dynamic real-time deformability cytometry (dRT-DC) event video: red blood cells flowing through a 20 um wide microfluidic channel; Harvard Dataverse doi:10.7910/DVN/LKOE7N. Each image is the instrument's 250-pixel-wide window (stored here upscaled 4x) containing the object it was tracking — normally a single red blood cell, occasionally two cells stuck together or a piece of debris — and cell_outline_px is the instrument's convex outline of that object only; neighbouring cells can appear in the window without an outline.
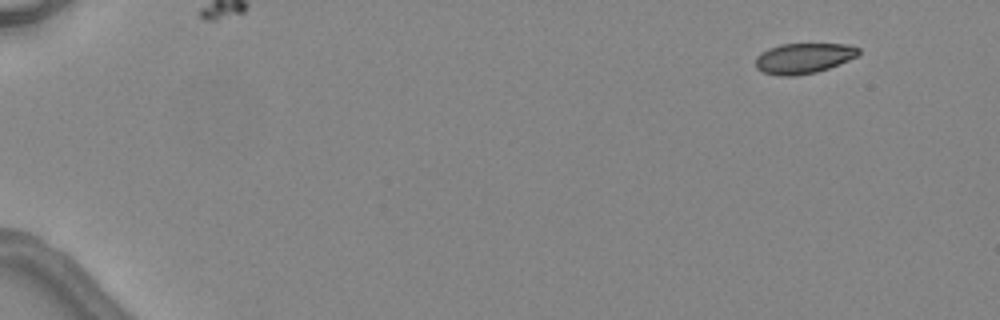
{"species": "common noctule bat (a hibernating species)", "species_latin": "Nyctalus noctula", "temperature_condition": "warm", "stored_images_in_passage": 6, "camera_frame_rate_fps": 3000, "um_per_image_px": 0.085, "animal": {"sex": "female", "body_mass_g": 24.6, "forearm_length_mm": 56.2}, "frame": {"image": 1, "passage_image": 1, "time_ms": 0.0, "image_size_px": [1000, 320], "cell_outline_px": [[860, 52], [856, 56], [848, 60], [828, 68], [816, 72], [796, 76], [780, 76], [764, 72], [756, 68], [756, 56], [760, 52], [768, 48], [780, 44], [848, 44], [860, 48]], "centroid_in_image_um": [68.28, 4.94], "position_along_channel_um": 16.7, "area_um2": 18.26}}
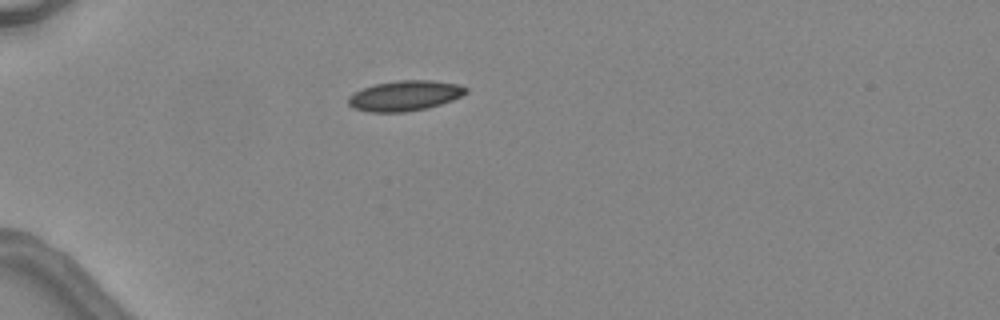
{"frame": {"image": 2, "passage_image": 4, "time_ms": 3.667, "image_size_px": [1000, 320], "cell_outline_px": [[468, 92], [452, 100], [428, 108], [404, 112], [368, 112], [352, 108], [348, 104], [348, 96], [352, 92], [376, 84], [396, 80], [432, 80], [456, 84], [468, 88]], "centroid_in_image_um": [34.38, 8.14], "position_along_channel_um": 50.6, "area_um2": 20.81}}